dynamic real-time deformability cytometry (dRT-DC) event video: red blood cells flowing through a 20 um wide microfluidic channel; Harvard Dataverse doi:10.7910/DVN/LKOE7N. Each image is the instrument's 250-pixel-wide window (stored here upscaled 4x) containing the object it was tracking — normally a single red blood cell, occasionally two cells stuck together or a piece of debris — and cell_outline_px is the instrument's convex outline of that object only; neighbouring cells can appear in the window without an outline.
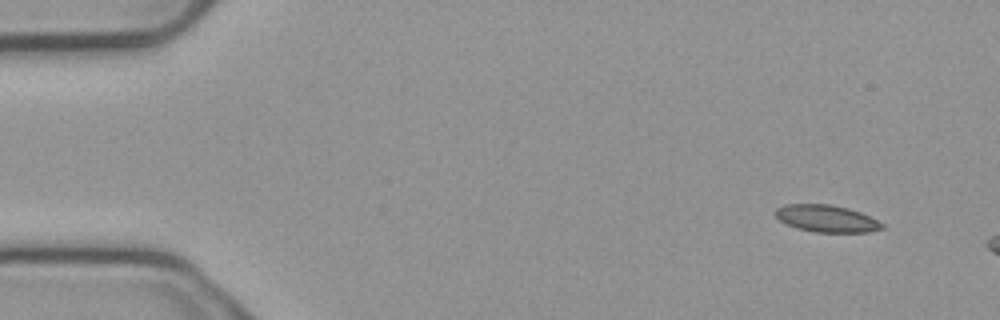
{"species": "common noctule bat (a hibernating species)", "species_latin": "Nyctalus noctula", "temperature_condition": "cold", "stored_images_in_passage": 3, "camera_frame_rate_fps": 3000, "um_per_image_px": 0.085, "animal": {"sex": "male", "body_mass_g": 23.1, "forearm_length_mm": 52.7}, "frame": {"image": 1, "passage_image": 1, "time_ms": 0.0, "image_size_px": [1000, 320], "cell_outline_px": [[884, 228], [868, 232], [816, 232], [796, 228], [780, 220], [776, 216], [776, 208], [784, 204], [832, 204], [848, 208], [860, 212], [884, 224]], "centroid_in_image_um": [70.25, 18.57], "position_along_channel_um": 14.7, "area_um2": 16.7}}